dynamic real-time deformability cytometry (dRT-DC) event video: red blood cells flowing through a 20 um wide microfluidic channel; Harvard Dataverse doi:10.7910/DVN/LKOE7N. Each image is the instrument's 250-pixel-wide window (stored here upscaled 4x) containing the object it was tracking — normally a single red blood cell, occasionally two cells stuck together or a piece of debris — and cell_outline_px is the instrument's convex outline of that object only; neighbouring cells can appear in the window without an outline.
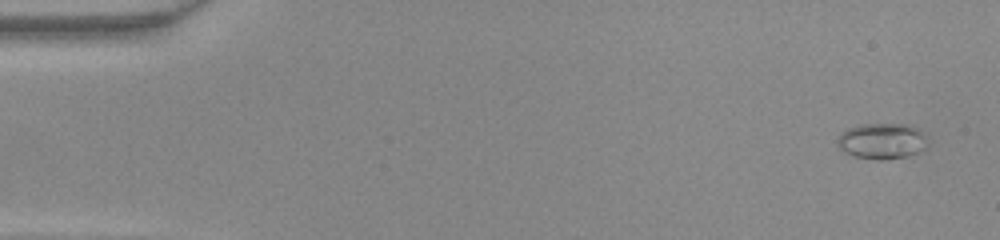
{"species": "common noctule bat (a hibernating species)", "species_latin": "Nyctalus noctula", "temperature_condition": "warm", "stored_images_in_passage": 47, "camera_frame_rate_fps": 3000, "um_per_image_px": 0.085, "animal": {"sex": "female", "body_mass_g": 22.0, "forearm_length_mm": 56.7}, "frame": {"image": 1, "passage_image": 1, "time_ms": 0.0, "image_size_px": [1000, 240], "cell_outline_px": [[924, 148], [908, 156], [888, 160], [876, 160], [852, 156], [844, 152], [836, 144], [836, 140], [848, 128], [860, 124], [908, 124], [920, 128], [924, 132]], "centroid_in_image_um": [74.94, 11.99], "position_along_channel_um": 10.1, "area_um2": 18.9}}
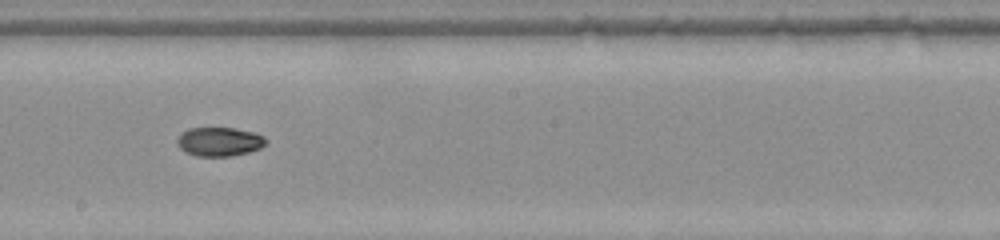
{"frame": {"image": 2, "passage_image": 26, "time_ms": 8.333, "image_size_px": [1000, 240], "cell_outline_px": [[268, 140], [260, 148], [248, 152], [232, 156], [196, 156], [184, 152], [176, 144], [176, 140], [180, 132], [188, 128], [232, 128], [256, 132], [264, 136]], "centroid_in_image_um": [18.61, 12.04], "position_along_channel_um": 229.6, "area_um2": 15.2}}
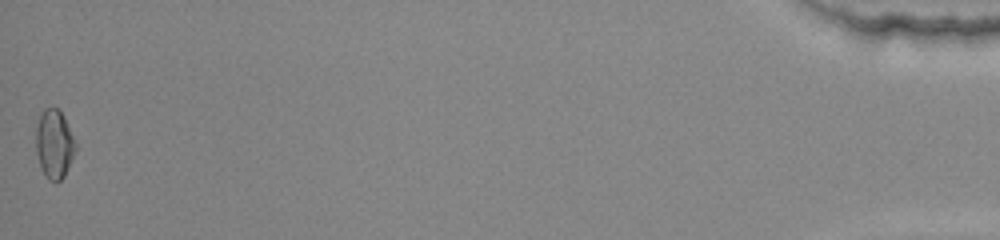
{"frame": {"image": 3, "passage_image": 47, "time_ms": 15.333, "image_size_px": [1000, 240], "cell_outline_px": [[76, 152], [64, 176], [60, 180], [48, 180], [40, 168], [36, 152], [36, 128], [40, 116], [44, 108], [56, 108], [60, 112], [76, 144]], "centroid_in_image_um": [4.59, 12.28], "position_along_channel_um": 430.6, "area_um2": 15.55}}